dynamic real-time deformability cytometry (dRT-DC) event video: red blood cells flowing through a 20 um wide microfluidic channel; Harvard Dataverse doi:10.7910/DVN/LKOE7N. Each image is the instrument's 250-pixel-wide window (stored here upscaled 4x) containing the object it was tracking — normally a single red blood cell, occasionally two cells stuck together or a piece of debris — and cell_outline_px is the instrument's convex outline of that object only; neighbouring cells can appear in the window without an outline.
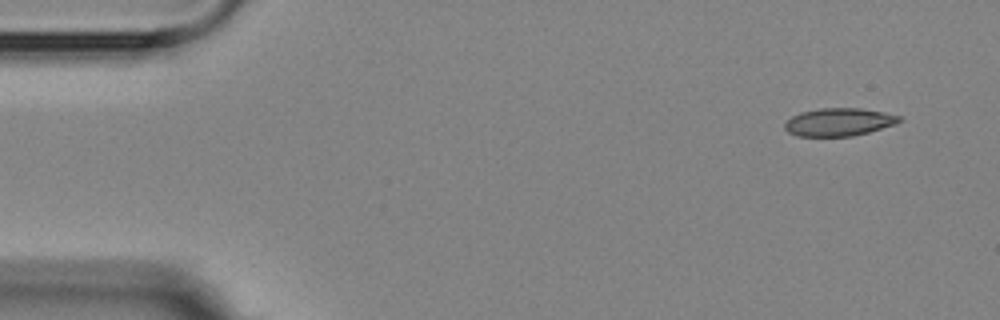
{"species": "Egyptian fruit bat (a non-hibernating species)", "species_latin": "Rousettus aegyptiacus", "temperature_condition": "room temperature", "stored_images_in_passage": 5, "segment_of_instrument_passage": [1, 2], "camera_frame_rate_fps": 3000, "um_per_image_px": 0.085, "animal": {"sex": "female"}, "frame": {"image": 1, "passage_image": 1, "time_ms": 0.0, "image_size_px": [1000, 320], "cell_outline_px": [[904, 120], [896, 124], [868, 132], [852, 136], [796, 136], [788, 132], [784, 128], [784, 124], [792, 116], [800, 112], [820, 108], [860, 108], [884, 112], [900, 116]], "centroid_in_image_um": [71.31, 10.37], "position_along_channel_um": 13.7, "area_um2": 18.67}}